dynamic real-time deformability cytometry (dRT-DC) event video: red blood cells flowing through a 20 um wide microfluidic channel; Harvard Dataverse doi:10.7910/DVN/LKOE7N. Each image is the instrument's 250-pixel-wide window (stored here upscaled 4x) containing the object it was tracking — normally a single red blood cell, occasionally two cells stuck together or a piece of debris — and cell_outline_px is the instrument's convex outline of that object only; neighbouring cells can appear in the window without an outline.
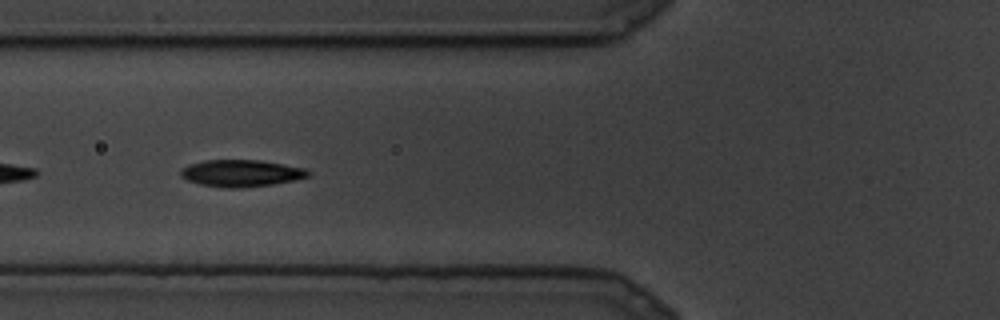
{"species": "common noctule bat (a hibernating species)", "species_latin": "Nyctalus noctula", "temperature_condition": "cold", "stored_images_in_passage": 13, "camera_frame_rate_fps": 3000, "um_per_image_px": 0.085, "animal": {"sex": "male", "body_mass_g": 19.5, "forearm_length_mm": 54.6}, "frame": {"image": 1, "passage_image": 11, "time_ms": 3.333, "image_size_px": [1000, 320], "cell_outline_px": [[312, 172], [308, 176], [296, 180], [272, 184], [240, 188], [228, 188], [200, 184], [188, 180], [180, 176], [180, 168], [188, 164], [204, 160], [260, 160], [304, 168]], "centroid_in_image_um": [20.48, 14.72], "position_along_channel_um": 105.3, "area_um2": 20.0}}